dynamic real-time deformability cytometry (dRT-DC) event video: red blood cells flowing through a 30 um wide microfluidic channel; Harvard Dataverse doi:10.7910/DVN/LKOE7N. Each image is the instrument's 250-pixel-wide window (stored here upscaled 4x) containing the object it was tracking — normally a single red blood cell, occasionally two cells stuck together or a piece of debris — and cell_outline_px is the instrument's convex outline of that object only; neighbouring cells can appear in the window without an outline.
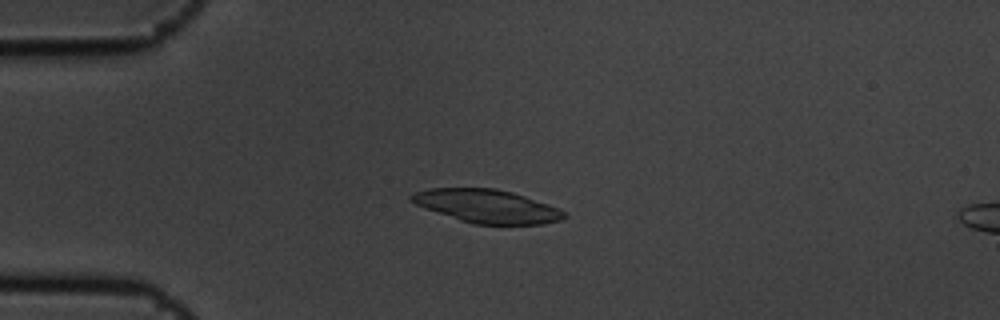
{"species": "common noctule bat (a hibernating species)", "species_latin": "Nyctalus noctula", "temperature_condition": "cold", "stored_images_in_passage": 5, "camera_frame_rate_fps": 3000, "um_per_image_px": 0.085, "animal": {"sex": "male", "body_mass_g": 19.5, "forearm_length_mm": 54.6}, "frame": {"image": 1, "passage_image": 2, "time_ms": 0.333, "image_size_px": [1000, 320], "cell_outline_px": [[568, 216], [560, 220], [544, 224], [472, 224], [424, 208], [416, 204], [408, 196], [412, 192], [428, 188], [496, 188], [512, 192], [560, 208]], "centroid_in_image_um": [41.38, 17.52], "position_along_channel_um": 43.6, "area_um2": 29.65}}
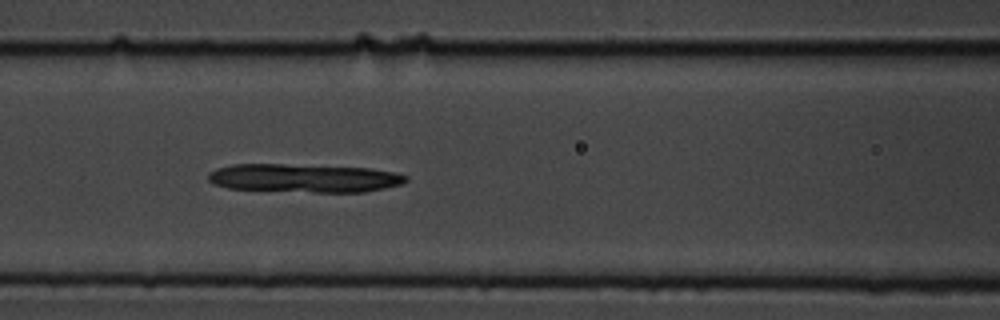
{"frame": {"image": 2, "passage_image": 5, "time_ms": 1.333, "image_size_px": [1000, 320], "cell_outline_px": [[408, 180], [400, 184], [384, 188], [364, 192], [312, 192], [228, 188], [216, 184], [208, 180], [208, 172], [216, 168], [232, 164], [284, 164], [368, 168], [392, 172], [408, 176]], "centroid_in_image_um": [25.82, 15.13], "position_along_channel_um": 140.8, "area_um2": 32.6}}